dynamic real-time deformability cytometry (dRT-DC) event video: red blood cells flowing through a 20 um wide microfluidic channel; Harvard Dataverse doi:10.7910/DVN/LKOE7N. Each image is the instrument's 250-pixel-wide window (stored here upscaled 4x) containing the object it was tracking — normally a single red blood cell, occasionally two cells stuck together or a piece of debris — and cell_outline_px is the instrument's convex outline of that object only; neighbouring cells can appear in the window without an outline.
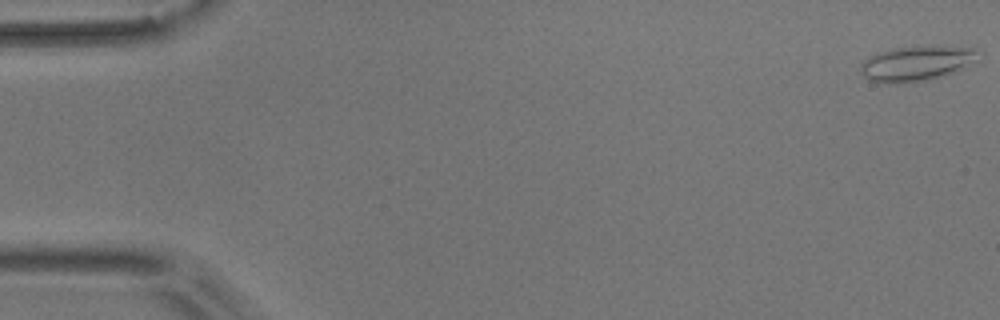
{"species": "common noctule bat (a hibernating species)", "species_latin": "Nyctalus noctula", "temperature_condition": "room temperature", "stored_images_in_passage": 55, "camera_frame_rate_fps": 3000, "um_per_image_px": 0.085, "animal": {"sex": "male", "body_mass_g": 17.9}, "frame": {"image": 1, "passage_image": 1, "time_ms": 0.0, "image_size_px": [1000, 320], "cell_outline_px": [[976, 48], [964, 68], [944, 76], [928, 80], [904, 84], [888, 84], [868, 80], [860, 72], [860, 64], [868, 56], [892, 48], [932, 44], [940, 44]], "centroid_in_image_um": [77.78, 5.38], "position_along_channel_um": 7.2, "area_um2": 24.33}}
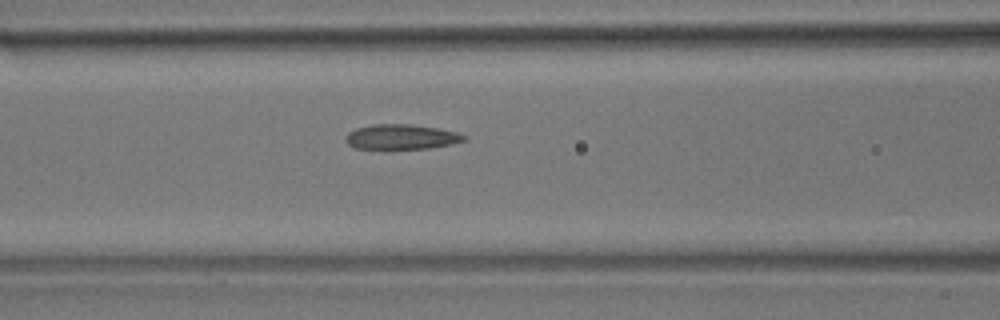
{"frame": {"image": 2, "passage_image": 23, "time_ms": 7.333, "image_size_px": [1000, 320], "cell_outline_px": [[468, 136], [464, 140], [452, 144], [428, 148], [388, 152], [384, 152], [356, 148], [348, 144], [344, 140], [344, 136], [348, 132], [356, 128], [372, 124], [408, 124], [436, 128], [456, 132]], "centroid_in_image_um": [34.02, 11.69], "position_along_channel_um": 132.6, "area_um2": 18.15}}
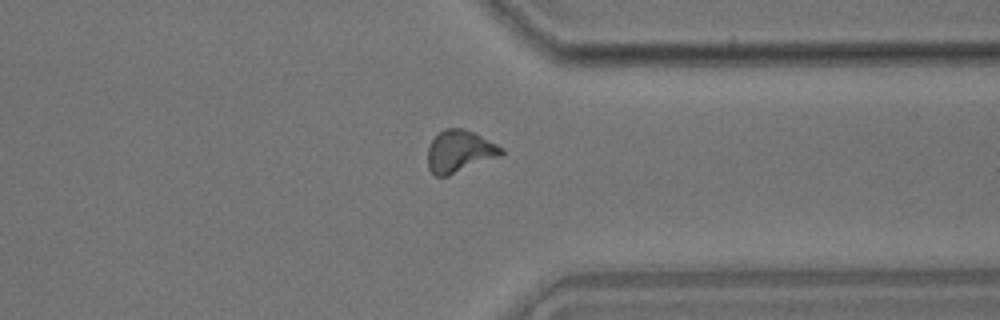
{"frame": {"image": 3, "passage_image": 43, "time_ms": 14.0, "image_size_px": [1000, 320], "cell_outline_px": [[504, 152], [500, 156], [448, 176], [436, 176], [428, 168], [428, 148], [432, 140], [444, 128], [464, 128], [504, 148]], "centroid_in_image_um": [39.06, 12.87], "position_along_channel_um": 372.3, "area_um2": 17.86}, "authors_computed_cell_mechanics": {"area_um2": 17.629, "velocity_mm_per_s": 3.6366, "shape_relaxation_time_tau1_ms": null, "shape_relaxation_time_tau2_ms": 2.7304, "deformation_change_tau1": null, "deformation_change_tau2": 0.0886}}